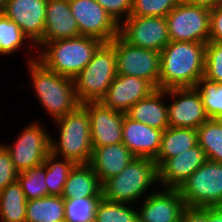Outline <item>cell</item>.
I'll use <instances>...</instances> for the list:
<instances>
[{
    "mask_svg": "<svg viewBox=\"0 0 222 222\" xmlns=\"http://www.w3.org/2000/svg\"><path fill=\"white\" fill-rule=\"evenodd\" d=\"M59 142L51 138V152L75 164H89L92 156L90 120L87 111L79 105L73 112L56 120Z\"/></svg>",
    "mask_w": 222,
    "mask_h": 222,
    "instance_id": "obj_6",
    "label": "cell"
},
{
    "mask_svg": "<svg viewBox=\"0 0 222 222\" xmlns=\"http://www.w3.org/2000/svg\"><path fill=\"white\" fill-rule=\"evenodd\" d=\"M7 0H0V15L3 14Z\"/></svg>",
    "mask_w": 222,
    "mask_h": 222,
    "instance_id": "obj_42",
    "label": "cell"
},
{
    "mask_svg": "<svg viewBox=\"0 0 222 222\" xmlns=\"http://www.w3.org/2000/svg\"><path fill=\"white\" fill-rule=\"evenodd\" d=\"M190 5L201 6L207 9H214L217 5L222 4V0H181Z\"/></svg>",
    "mask_w": 222,
    "mask_h": 222,
    "instance_id": "obj_40",
    "label": "cell"
},
{
    "mask_svg": "<svg viewBox=\"0 0 222 222\" xmlns=\"http://www.w3.org/2000/svg\"><path fill=\"white\" fill-rule=\"evenodd\" d=\"M206 43L170 41L160 51L159 89L195 87L205 72Z\"/></svg>",
    "mask_w": 222,
    "mask_h": 222,
    "instance_id": "obj_1",
    "label": "cell"
},
{
    "mask_svg": "<svg viewBox=\"0 0 222 222\" xmlns=\"http://www.w3.org/2000/svg\"><path fill=\"white\" fill-rule=\"evenodd\" d=\"M57 158L55 154L50 152L44 161L46 165L45 183L48 188V196H62L69 173L76 165L68 159L62 158V161H58L59 159Z\"/></svg>",
    "mask_w": 222,
    "mask_h": 222,
    "instance_id": "obj_28",
    "label": "cell"
},
{
    "mask_svg": "<svg viewBox=\"0 0 222 222\" xmlns=\"http://www.w3.org/2000/svg\"><path fill=\"white\" fill-rule=\"evenodd\" d=\"M186 208L178 189L165 188L146 197L138 210V222H180Z\"/></svg>",
    "mask_w": 222,
    "mask_h": 222,
    "instance_id": "obj_17",
    "label": "cell"
},
{
    "mask_svg": "<svg viewBox=\"0 0 222 222\" xmlns=\"http://www.w3.org/2000/svg\"><path fill=\"white\" fill-rule=\"evenodd\" d=\"M119 36L132 46L158 52L170 42L166 17L130 16L119 25Z\"/></svg>",
    "mask_w": 222,
    "mask_h": 222,
    "instance_id": "obj_11",
    "label": "cell"
},
{
    "mask_svg": "<svg viewBox=\"0 0 222 222\" xmlns=\"http://www.w3.org/2000/svg\"><path fill=\"white\" fill-rule=\"evenodd\" d=\"M18 173L19 171L13 166L8 150L0 144V191L7 185L16 182Z\"/></svg>",
    "mask_w": 222,
    "mask_h": 222,
    "instance_id": "obj_36",
    "label": "cell"
},
{
    "mask_svg": "<svg viewBox=\"0 0 222 222\" xmlns=\"http://www.w3.org/2000/svg\"><path fill=\"white\" fill-rule=\"evenodd\" d=\"M158 182V167L154 160L134 157L118 175L102 183V198L111 202H136L150 185Z\"/></svg>",
    "mask_w": 222,
    "mask_h": 222,
    "instance_id": "obj_5",
    "label": "cell"
},
{
    "mask_svg": "<svg viewBox=\"0 0 222 222\" xmlns=\"http://www.w3.org/2000/svg\"><path fill=\"white\" fill-rule=\"evenodd\" d=\"M64 198L47 196L27 201L25 222H64Z\"/></svg>",
    "mask_w": 222,
    "mask_h": 222,
    "instance_id": "obj_25",
    "label": "cell"
},
{
    "mask_svg": "<svg viewBox=\"0 0 222 222\" xmlns=\"http://www.w3.org/2000/svg\"><path fill=\"white\" fill-rule=\"evenodd\" d=\"M209 41L222 43V4L210 10Z\"/></svg>",
    "mask_w": 222,
    "mask_h": 222,
    "instance_id": "obj_38",
    "label": "cell"
},
{
    "mask_svg": "<svg viewBox=\"0 0 222 222\" xmlns=\"http://www.w3.org/2000/svg\"><path fill=\"white\" fill-rule=\"evenodd\" d=\"M81 36L71 13L69 0H48L46 7L45 32L43 39L36 45L42 48L46 42Z\"/></svg>",
    "mask_w": 222,
    "mask_h": 222,
    "instance_id": "obj_20",
    "label": "cell"
},
{
    "mask_svg": "<svg viewBox=\"0 0 222 222\" xmlns=\"http://www.w3.org/2000/svg\"><path fill=\"white\" fill-rule=\"evenodd\" d=\"M97 3L120 25V16L125 15L124 20L132 13L133 0H96Z\"/></svg>",
    "mask_w": 222,
    "mask_h": 222,
    "instance_id": "obj_37",
    "label": "cell"
},
{
    "mask_svg": "<svg viewBox=\"0 0 222 222\" xmlns=\"http://www.w3.org/2000/svg\"><path fill=\"white\" fill-rule=\"evenodd\" d=\"M178 190L186 207L222 205V163L207 160Z\"/></svg>",
    "mask_w": 222,
    "mask_h": 222,
    "instance_id": "obj_7",
    "label": "cell"
},
{
    "mask_svg": "<svg viewBox=\"0 0 222 222\" xmlns=\"http://www.w3.org/2000/svg\"><path fill=\"white\" fill-rule=\"evenodd\" d=\"M29 38L21 28L4 14L0 15V55L14 53Z\"/></svg>",
    "mask_w": 222,
    "mask_h": 222,
    "instance_id": "obj_33",
    "label": "cell"
},
{
    "mask_svg": "<svg viewBox=\"0 0 222 222\" xmlns=\"http://www.w3.org/2000/svg\"><path fill=\"white\" fill-rule=\"evenodd\" d=\"M102 43L97 38L83 35L46 42L37 60L48 70L74 79L88 65Z\"/></svg>",
    "mask_w": 222,
    "mask_h": 222,
    "instance_id": "obj_3",
    "label": "cell"
},
{
    "mask_svg": "<svg viewBox=\"0 0 222 222\" xmlns=\"http://www.w3.org/2000/svg\"><path fill=\"white\" fill-rule=\"evenodd\" d=\"M181 222H208L207 207H186L182 213Z\"/></svg>",
    "mask_w": 222,
    "mask_h": 222,
    "instance_id": "obj_39",
    "label": "cell"
},
{
    "mask_svg": "<svg viewBox=\"0 0 222 222\" xmlns=\"http://www.w3.org/2000/svg\"><path fill=\"white\" fill-rule=\"evenodd\" d=\"M156 88L147 80L117 75L101 103L113 110L126 113L135 103L149 96Z\"/></svg>",
    "mask_w": 222,
    "mask_h": 222,
    "instance_id": "obj_16",
    "label": "cell"
},
{
    "mask_svg": "<svg viewBox=\"0 0 222 222\" xmlns=\"http://www.w3.org/2000/svg\"><path fill=\"white\" fill-rule=\"evenodd\" d=\"M169 95L174 98V102L168 105L169 127L196 130L209 119L195 87L166 89V96Z\"/></svg>",
    "mask_w": 222,
    "mask_h": 222,
    "instance_id": "obj_13",
    "label": "cell"
},
{
    "mask_svg": "<svg viewBox=\"0 0 222 222\" xmlns=\"http://www.w3.org/2000/svg\"><path fill=\"white\" fill-rule=\"evenodd\" d=\"M204 78L222 84V43L209 41L206 44Z\"/></svg>",
    "mask_w": 222,
    "mask_h": 222,
    "instance_id": "obj_35",
    "label": "cell"
},
{
    "mask_svg": "<svg viewBox=\"0 0 222 222\" xmlns=\"http://www.w3.org/2000/svg\"><path fill=\"white\" fill-rule=\"evenodd\" d=\"M46 165L25 169L18 173L17 182L20 184L26 200L31 201L48 196V188L45 183Z\"/></svg>",
    "mask_w": 222,
    "mask_h": 222,
    "instance_id": "obj_29",
    "label": "cell"
},
{
    "mask_svg": "<svg viewBox=\"0 0 222 222\" xmlns=\"http://www.w3.org/2000/svg\"><path fill=\"white\" fill-rule=\"evenodd\" d=\"M166 19L170 41L209 42L210 9L181 1Z\"/></svg>",
    "mask_w": 222,
    "mask_h": 222,
    "instance_id": "obj_9",
    "label": "cell"
},
{
    "mask_svg": "<svg viewBox=\"0 0 222 222\" xmlns=\"http://www.w3.org/2000/svg\"><path fill=\"white\" fill-rule=\"evenodd\" d=\"M80 105L89 116L93 148L122 143L125 113L105 107L100 101L85 102Z\"/></svg>",
    "mask_w": 222,
    "mask_h": 222,
    "instance_id": "obj_14",
    "label": "cell"
},
{
    "mask_svg": "<svg viewBox=\"0 0 222 222\" xmlns=\"http://www.w3.org/2000/svg\"><path fill=\"white\" fill-rule=\"evenodd\" d=\"M135 155L123 144H110L93 148L89 165L100 183L118 175L132 161Z\"/></svg>",
    "mask_w": 222,
    "mask_h": 222,
    "instance_id": "obj_21",
    "label": "cell"
},
{
    "mask_svg": "<svg viewBox=\"0 0 222 222\" xmlns=\"http://www.w3.org/2000/svg\"><path fill=\"white\" fill-rule=\"evenodd\" d=\"M80 35L111 42L119 35V25L96 0H69Z\"/></svg>",
    "mask_w": 222,
    "mask_h": 222,
    "instance_id": "obj_12",
    "label": "cell"
},
{
    "mask_svg": "<svg viewBox=\"0 0 222 222\" xmlns=\"http://www.w3.org/2000/svg\"><path fill=\"white\" fill-rule=\"evenodd\" d=\"M51 136L39 124H31L8 150L13 166L19 171L42 165L51 152Z\"/></svg>",
    "mask_w": 222,
    "mask_h": 222,
    "instance_id": "obj_10",
    "label": "cell"
},
{
    "mask_svg": "<svg viewBox=\"0 0 222 222\" xmlns=\"http://www.w3.org/2000/svg\"><path fill=\"white\" fill-rule=\"evenodd\" d=\"M27 200L16 181L0 191V218L2 222H25Z\"/></svg>",
    "mask_w": 222,
    "mask_h": 222,
    "instance_id": "obj_26",
    "label": "cell"
},
{
    "mask_svg": "<svg viewBox=\"0 0 222 222\" xmlns=\"http://www.w3.org/2000/svg\"><path fill=\"white\" fill-rule=\"evenodd\" d=\"M196 131L198 145L207 160L222 163V120L208 119Z\"/></svg>",
    "mask_w": 222,
    "mask_h": 222,
    "instance_id": "obj_27",
    "label": "cell"
},
{
    "mask_svg": "<svg viewBox=\"0 0 222 222\" xmlns=\"http://www.w3.org/2000/svg\"><path fill=\"white\" fill-rule=\"evenodd\" d=\"M181 0H133L130 16L166 17Z\"/></svg>",
    "mask_w": 222,
    "mask_h": 222,
    "instance_id": "obj_34",
    "label": "cell"
},
{
    "mask_svg": "<svg viewBox=\"0 0 222 222\" xmlns=\"http://www.w3.org/2000/svg\"><path fill=\"white\" fill-rule=\"evenodd\" d=\"M166 90L156 89L146 98L135 103L125 114L152 128L164 131L169 127L168 107L164 104Z\"/></svg>",
    "mask_w": 222,
    "mask_h": 222,
    "instance_id": "obj_22",
    "label": "cell"
},
{
    "mask_svg": "<svg viewBox=\"0 0 222 222\" xmlns=\"http://www.w3.org/2000/svg\"><path fill=\"white\" fill-rule=\"evenodd\" d=\"M122 134V143L135 157L156 159L162 140V130L135 121L125 114L122 124Z\"/></svg>",
    "mask_w": 222,
    "mask_h": 222,
    "instance_id": "obj_19",
    "label": "cell"
},
{
    "mask_svg": "<svg viewBox=\"0 0 222 222\" xmlns=\"http://www.w3.org/2000/svg\"><path fill=\"white\" fill-rule=\"evenodd\" d=\"M206 161L204 150L197 144L183 153L167 159L158 168V182L164 186V189H178Z\"/></svg>",
    "mask_w": 222,
    "mask_h": 222,
    "instance_id": "obj_18",
    "label": "cell"
},
{
    "mask_svg": "<svg viewBox=\"0 0 222 222\" xmlns=\"http://www.w3.org/2000/svg\"><path fill=\"white\" fill-rule=\"evenodd\" d=\"M110 43L115 49L117 75L135 76L159 89L160 52L132 46L119 35Z\"/></svg>",
    "mask_w": 222,
    "mask_h": 222,
    "instance_id": "obj_8",
    "label": "cell"
},
{
    "mask_svg": "<svg viewBox=\"0 0 222 222\" xmlns=\"http://www.w3.org/2000/svg\"><path fill=\"white\" fill-rule=\"evenodd\" d=\"M102 197L64 199V222H94L96 208Z\"/></svg>",
    "mask_w": 222,
    "mask_h": 222,
    "instance_id": "obj_30",
    "label": "cell"
},
{
    "mask_svg": "<svg viewBox=\"0 0 222 222\" xmlns=\"http://www.w3.org/2000/svg\"><path fill=\"white\" fill-rule=\"evenodd\" d=\"M28 62L37 98L55 121L80 105L73 79L48 70L37 57Z\"/></svg>",
    "mask_w": 222,
    "mask_h": 222,
    "instance_id": "obj_2",
    "label": "cell"
},
{
    "mask_svg": "<svg viewBox=\"0 0 222 222\" xmlns=\"http://www.w3.org/2000/svg\"><path fill=\"white\" fill-rule=\"evenodd\" d=\"M197 144L195 129L168 127L163 131L160 149L154 161L159 168L167 159L179 155Z\"/></svg>",
    "mask_w": 222,
    "mask_h": 222,
    "instance_id": "obj_24",
    "label": "cell"
},
{
    "mask_svg": "<svg viewBox=\"0 0 222 222\" xmlns=\"http://www.w3.org/2000/svg\"><path fill=\"white\" fill-rule=\"evenodd\" d=\"M208 222H222V205L207 207Z\"/></svg>",
    "mask_w": 222,
    "mask_h": 222,
    "instance_id": "obj_41",
    "label": "cell"
},
{
    "mask_svg": "<svg viewBox=\"0 0 222 222\" xmlns=\"http://www.w3.org/2000/svg\"><path fill=\"white\" fill-rule=\"evenodd\" d=\"M116 76L114 46L110 42H103L88 65L73 79L78 102L101 101Z\"/></svg>",
    "mask_w": 222,
    "mask_h": 222,
    "instance_id": "obj_4",
    "label": "cell"
},
{
    "mask_svg": "<svg viewBox=\"0 0 222 222\" xmlns=\"http://www.w3.org/2000/svg\"><path fill=\"white\" fill-rule=\"evenodd\" d=\"M102 184L89 164H76L70 171L64 185L62 197H102Z\"/></svg>",
    "mask_w": 222,
    "mask_h": 222,
    "instance_id": "obj_23",
    "label": "cell"
},
{
    "mask_svg": "<svg viewBox=\"0 0 222 222\" xmlns=\"http://www.w3.org/2000/svg\"><path fill=\"white\" fill-rule=\"evenodd\" d=\"M195 88L201 96L208 118L222 120V84L202 77Z\"/></svg>",
    "mask_w": 222,
    "mask_h": 222,
    "instance_id": "obj_31",
    "label": "cell"
},
{
    "mask_svg": "<svg viewBox=\"0 0 222 222\" xmlns=\"http://www.w3.org/2000/svg\"><path fill=\"white\" fill-rule=\"evenodd\" d=\"M48 0H7L3 14L14 21L35 46L45 32Z\"/></svg>",
    "mask_w": 222,
    "mask_h": 222,
    "instance_id": "obj_15",
    "label": "cell"
},
{
    "mask_svg": "<svg viewBox=\"0 0 222 222\" xmlns=\"http://www.w3.org/2000/svg\"><path fill=\"white\" fill-rule=\"evenodd\" d=\"M94 222H138V212L130 208L128 203L111 202L101 198Z\"/></svg>",
    "mask_w": 222,
    "mask_h": 222,
    "instance_id": "obj_32",
    "label": "cell"
}]
</instances>
